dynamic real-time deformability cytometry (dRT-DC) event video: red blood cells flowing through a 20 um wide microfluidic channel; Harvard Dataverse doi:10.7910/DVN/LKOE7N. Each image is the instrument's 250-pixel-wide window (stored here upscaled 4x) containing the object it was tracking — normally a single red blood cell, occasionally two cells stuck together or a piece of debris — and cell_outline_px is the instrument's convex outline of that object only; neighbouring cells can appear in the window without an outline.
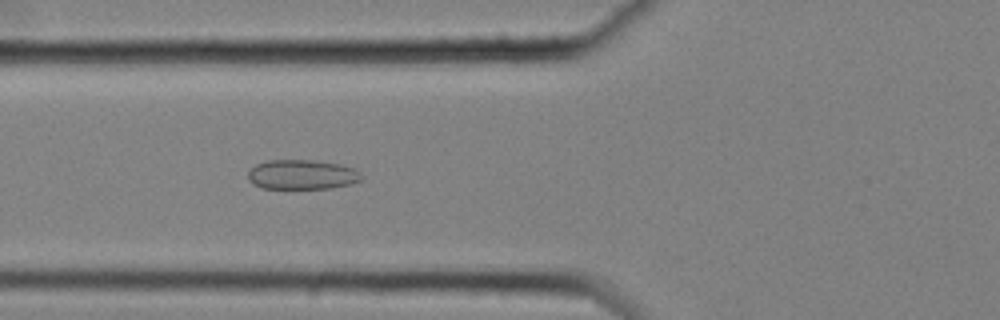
{"species": "common noctule bat (a hibernating species)", "species_latin": "Nyctalus noctula", "temperature_condition": "cold", "stored_images_in_passage": 41, "camera_frame_rate_fps": 3000, "um_per_image_px": 0.085, "animal": {"sex": "female", "body_mass_g": 25.1}, "frame": {"image": 1, "passage_image": 13, "time_ms": 4.0, "image_size_px": [1000, 320], "cell_outline_px": [[364, 176], [360, 180], [352, 184], [332, 188], [260, 188], [252, 184], [248, 180], [248, 172], [256, 164], [268, 160], [312, 160], [340, 164], [356, 168]], "centroid_in_image_um": [25.69, 14.84], "position_along_channel_um": 100.1, "area_um2": 19.83}}
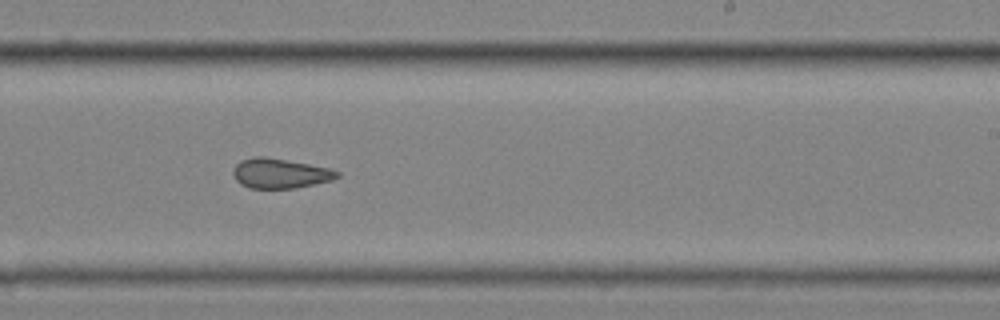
{"frame": {"image": 2, "passage_image": 27, "time_ms": 8.667, "image_size_px": [1000, 320], "cell_outline_px": [[340, 176], [332, 180], [296, 188], [248, 188], [240, 184], [236, 180], [232, 172], [236, 164], [240, 160], [252, 156], [264, 156], [308, 164], [328, 168], [340, 172]], "centroid_in_image_um": [23.77, 14.73], "position_along_channel_um": 265.2, "area_um2": 18.09}}
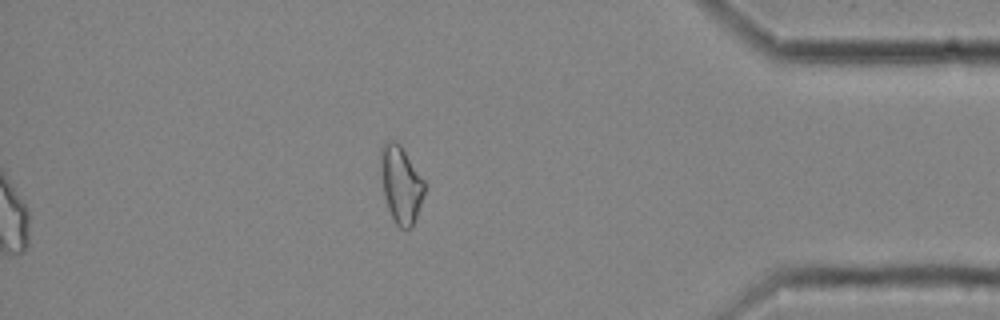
{"frame": {"image": 3, "passage_image": 41, "time_ms": 13.333, "image_size_px": [1000, 320], "cell_outline_px": [[424, 192], [416, 216], [412, 224], [408, 228], [400, 228], [396, 224], [388, 208], [384, 196], [380, 168], [380, 148], [388, 140], [396, 140], [400, 144], [424, 180]], "centroid_in_image_um": [34.05, 15.62], "position_along_channel_um": 401.2, "area_um2": 19.36}, "authors_computed_cell_mechanics": {"area_um2": 19.0162, "velocity_mm_per_s": 3.5367, "shape_relaxation_time_tau1_ms": null, "shape_relaxation_time_tau2_ms": 2.8885, "deformation_change_tau1": null, "deformation_change_tau2": 0.1078}}